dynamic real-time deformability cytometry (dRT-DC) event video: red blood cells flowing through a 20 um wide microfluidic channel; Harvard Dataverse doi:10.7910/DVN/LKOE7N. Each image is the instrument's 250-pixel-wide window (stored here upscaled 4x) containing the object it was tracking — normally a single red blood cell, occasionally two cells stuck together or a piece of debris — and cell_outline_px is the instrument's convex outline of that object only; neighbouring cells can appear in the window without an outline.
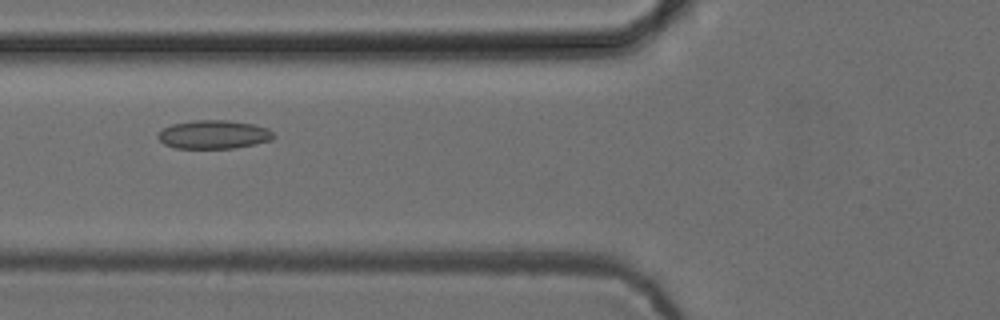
{"species": "common noctule bat (a hibernating species)", "species_latin": "Nyctalus noctula", "temperature_condition": "cold", "stored_images_in_passage": 53, "camera_frame_rate_fps": 3000, "um_per_image_px": 0.085, "animal": {"sex": "female", "body_mass_g": 24.6, "forearm_length_mm": 56.2}, "frame": {"image": 1, "passage_image": 21, "time_ms": 6.667, "image_size_px": [1000, 320], "cell_outline_px": [[276, 136], [272, 140], [256, 144], [236, 148], [176, 148], [164, 144], [156, 136], [164, 128], [172, 124], [196, 120], [228, 120], [256, 124], [268, 128]], "centroid_in_image_um": [18.21, 11.43], "position_along_channel_um": 107.6, "area_um2": 19.36}}
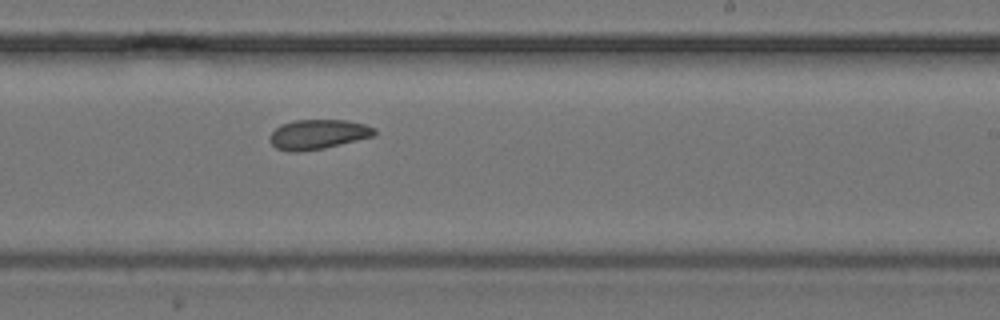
{"frame": {"image": 2, "passage_image": 33, "time_ms": 10.667, "image_size_px": [1000, 320], "cell_outline_px": [[376, 136], [324, 148], [300, 152], [288, 152], [276, 148], [268, 140], [268, 136], [280, 124], [296, 120], [344, 120], [364, 124], [376, 128]], "centroid_in_image_um": [27.02, 11.43], "position_along_channel_um": 262.0, "area_um2": 18.32}}
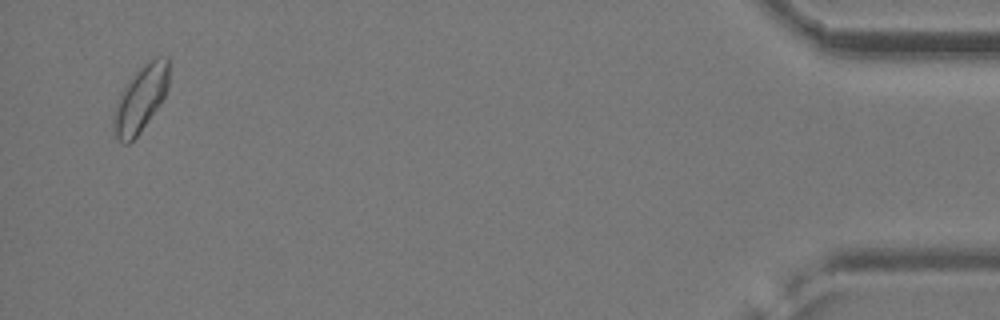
{"frame": {"image": 3, "passage_image": 52, "time_ms": 17.0, "image_size_px": [1000, 320], "cell_outline_px": [[168, 88], [160, 104], [140, 132], [128, 144], [124, 144], [112, 132], [112, 116], [120, 92], [124, 84], [148, 60], [156, 56], [168, 56]], "centroid_in_image_um": [11.92, 8.39], "position_along_channel_um": 423.3, "area_um2": 21.44}}